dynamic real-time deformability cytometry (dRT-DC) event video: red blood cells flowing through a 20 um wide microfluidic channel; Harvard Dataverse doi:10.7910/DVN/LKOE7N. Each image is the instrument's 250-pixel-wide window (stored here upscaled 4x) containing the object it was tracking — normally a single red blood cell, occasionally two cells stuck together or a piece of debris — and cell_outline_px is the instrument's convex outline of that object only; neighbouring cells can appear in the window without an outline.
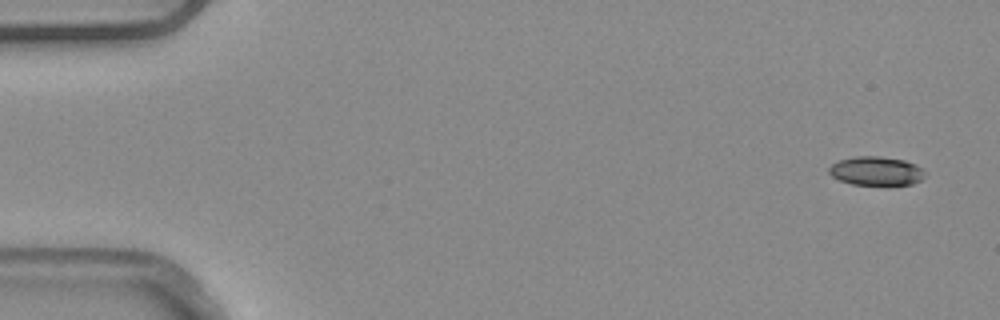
{"species": "common noctule bat (a hibernating species)", "species_latin": "Nyctalus noctula", "temperature_condition": "warm", "stored_images_in_passage": 5, "camera_frame_rate_fps": 3000, "um_per_image_px": 0.085, "animal": {"sex": "male", "body_mass_g": 20.4}, "frame": {"image": 1, "passage_image": 1, "time_ms": 0.0, "image_size_px": [1000, 320], "cell_outline_px": [[924, 176], [920, 180], [912, 184], [852, 184], [840, 180], [832, 176], [828, 172], [828, 168], [832, 164], [840, 160], [856, 156], [880, 156], [904, 160], [916, 164], [924, 172]], "centroid_in_image_um": [74.45, 14.52], "position_along_channel_um": 10.5, "area_um2": 15.9}}